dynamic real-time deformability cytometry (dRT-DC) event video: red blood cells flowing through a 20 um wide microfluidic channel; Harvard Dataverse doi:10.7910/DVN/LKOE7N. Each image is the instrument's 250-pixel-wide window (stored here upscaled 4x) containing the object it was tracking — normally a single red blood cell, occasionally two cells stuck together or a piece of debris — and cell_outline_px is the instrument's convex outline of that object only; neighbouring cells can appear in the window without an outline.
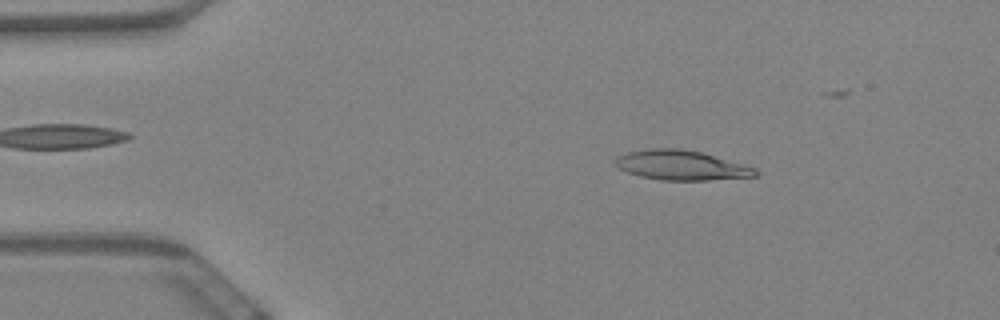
{"species": "Egyptian fruit bat (a non-hibernating species)", "species_latin": "Rousettus aegyptiacus", "temperature_condition": "warm", "stored_images_in_passage": 48, "camera_frame_rate_fps": 3000, "um_per_image_px": 0.085, "animal": {"sex": "female"}, "frame": {"image": 1, "passage_image": 9, "time_ms": 2.667, "image_size_px": [1000, 320], "cell_outline_px": [[760, 172], [756, 176], [708, 180], [660, 180], [640, 176], [628, 172], [620, 168], [616, 164], [616, 156], [628, 152], [644, 148], [680, 148], [700, 152], [756, 168]], "centroid_in_image_um": [57.9, 14.04], "position_along_channel_um": 27.1, "area_um2": 24.1}}
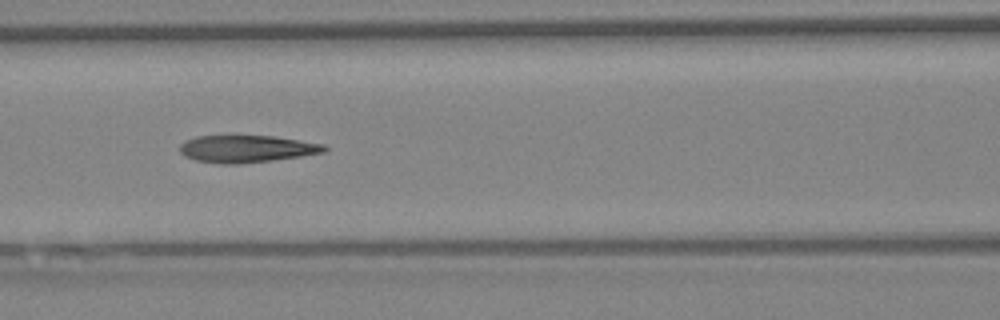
{"frame": {"image": 2, "passage_image": 25, "time_ms": 8.0, "image_size_px": [1000, 320], "cell_outline_px": [[328, 148], [324, 152], [300, 156], [272, 160], [236, 164], [220, 164], [196, 160], [184, 156], [180, 152], [180, 144], [184, 140], [196, 136], [272, 136], [324, 144]], "centroid_in_image_um": [20.92, 12.65], "position_along_channel_um": 145.7, "area_um2": 22.77}}
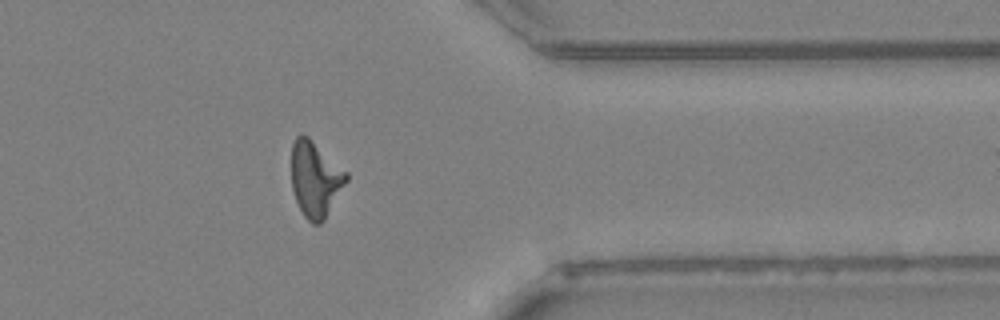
{"frame": {"image": 3, "passage_image": 47, "time_ms": 15.333, "image_size_px": [1000, 320], "cell_outline_px": [[348, 180], [324, 220], [320, 224], [312, 224], [304, 216], [296, 200], [292, 188], [292, 144], [296, 136], [300, 132], [308, 136], [348, 172]], "centroid_in_image_um": [26.81, 15.2], "position_along_channel_um": 384.6, "area_um2": 24.22}}